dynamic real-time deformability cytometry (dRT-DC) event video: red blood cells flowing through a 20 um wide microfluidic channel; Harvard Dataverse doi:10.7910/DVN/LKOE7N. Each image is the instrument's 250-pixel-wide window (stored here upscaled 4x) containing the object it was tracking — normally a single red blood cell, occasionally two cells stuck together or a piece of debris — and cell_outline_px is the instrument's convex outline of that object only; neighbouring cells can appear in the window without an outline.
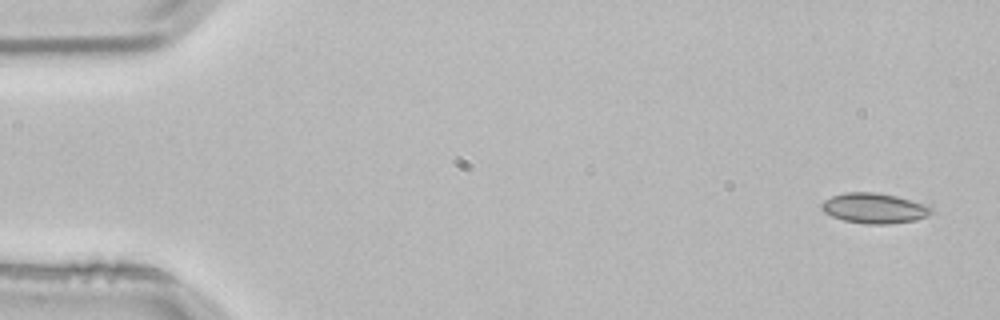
{"species": "common noctule bat (a hibernating species)", "species_latin": "Nyctalus noctula", "temperature_condition": "room temperature", "stored_images_in_passage": 4, "segment_of_instrument_passage": [2, 2], "camera_frame_rate_fps": 3000, "um_per_image_px": 0.085, "animal": {"sex": "male", "body_mass_g": 21.5, "forearm_length_mm": 52.0}, "frame": {"image": 1, "passage_image": 4, "time_ms": 1.0, "image_size_px": [1000, 320], "cell_outline_px": [[936, 212], [928, 216], [916, 220], [888, 224], [864, 224], [844, 220], [832, 216], [824, 212], [820, 208], [820, 204], [824, 200], [832, 196], [844, 192], [872, 192], [896, 196], [932, 204]], "centroid_in_image_um": [74.39, 17.69], "position_along_channel_um": 10.6, "area_um2": 19.83}}